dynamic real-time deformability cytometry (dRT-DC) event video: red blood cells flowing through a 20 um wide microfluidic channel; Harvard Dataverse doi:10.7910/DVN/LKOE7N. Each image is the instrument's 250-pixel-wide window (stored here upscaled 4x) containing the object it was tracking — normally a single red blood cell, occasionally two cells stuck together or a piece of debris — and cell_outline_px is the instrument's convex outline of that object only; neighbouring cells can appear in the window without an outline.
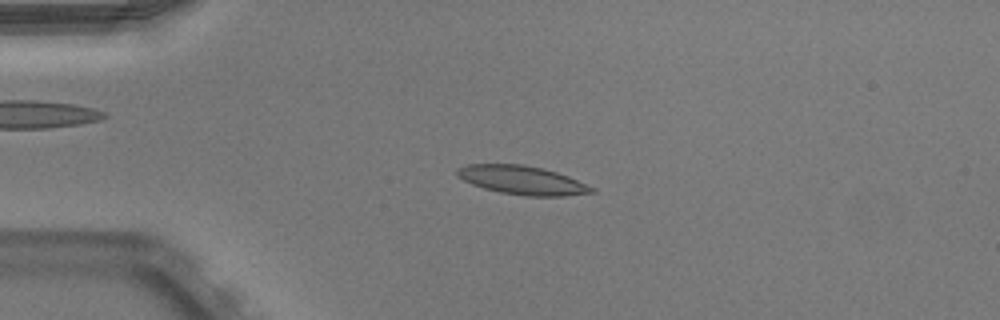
{"species": "Egyptian fruit bat (a non-hibernating species)", "species_latin": "Rousettus aegyptiacus", "temperature_condition": "warm", "stored_images_in_passage": 50, "camera_frame_rate_fps": 3000, "um_per_image_px": 0.085, "animal": {"sex": "male"}, "frame": {"image": 1, "passage_image": 12, "time_ms": 3.667, "image_size_px": [1000, 320], "cell_outline_px": [[596, 192], [564, 196], [524, 196], [500, 192], [484, 188], [472, 184], [456, 176], [456, 168], [468, 164], [524, 164], [556, 172], [568, 176], [596, 188]], "centroid_in_image_um": [44.38, 15.31], "position_along_channel_um": 40.6, "area_um2": 22.54}}
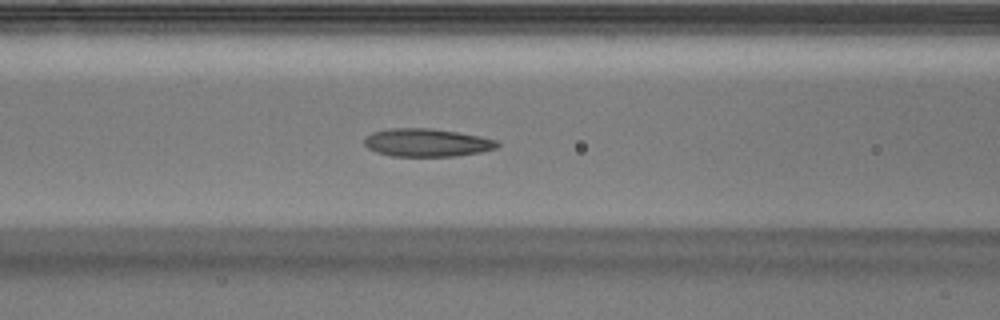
{"frame": {"image": 2, "passage_image": 21, "time_ms": 6.667, "image_size_px": [1000, 320], "cell_outline_px": [[500, 144], [496, 148], [480, 152], [456, 156], [392, 156], [376, 152], [368, 148], [364, 144], [364, 140], [372, 132], [388, 128], [432, 128], [480, 136], [496, 140]], "centroid_in_image_um": [36.27, 12.12], "position_along_channel_um": 130.3, "area_um2": 21.68}}
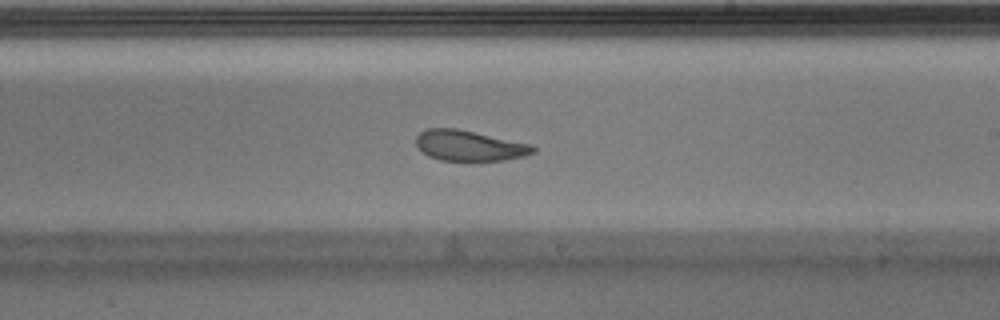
{"frame": {"image": 3, "passage_image": 30, "time_ms": 9.667, "image_size_px": [1000, 320], "cell_outline_px": [[536, 152], [524, 156], [504, 160], [476, 164], [472, 164], [440, 160], [428, 156], [416, 144], [416, 136], [420, 132], [428, 128], [456, 128], [532, 144], [536, 148]], "centroid_in_image_um": [39.92, 12.43], "position_along_channel_um": 249.1, "area_um2": 21.68}, "authors_computed_cell_mechanics": {"area_um2": 22.1663, "velocity_mm_per_s": 3.9682, "shape_relaxation_time_tau1_ms": 4.5271, "shape_relaxation_time_tau2_ms": 1.9237, "deformation_change_tau1": 0.1813, "deformation_change_tau2": 0.0857}}